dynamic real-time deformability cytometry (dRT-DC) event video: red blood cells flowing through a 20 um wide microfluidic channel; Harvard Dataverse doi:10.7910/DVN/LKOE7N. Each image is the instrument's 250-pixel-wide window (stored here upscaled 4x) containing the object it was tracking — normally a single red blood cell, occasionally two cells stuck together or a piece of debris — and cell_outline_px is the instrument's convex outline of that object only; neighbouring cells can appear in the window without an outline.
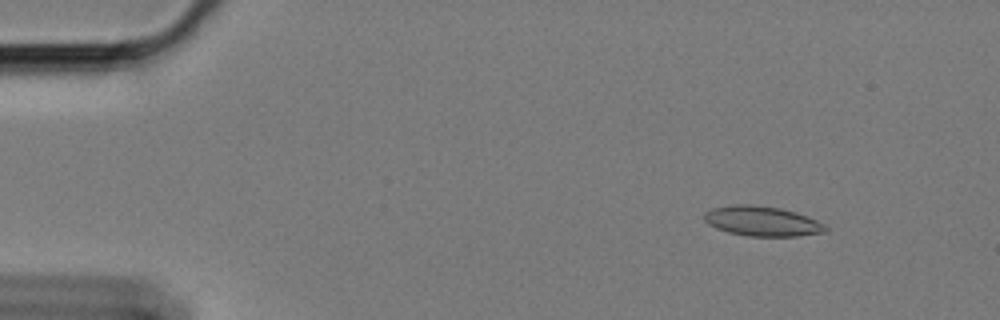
{"species": "Egyptian fruit bat (a non-hibernating species)", "species_latin": "Rousettus aegyptiacus", "temperature_condition": "cold", "stored_images_in_passage": 22, "camera_frame_rate_fps": 3000, "um_per_image_px": 0.085, "animal": {"sex": "female"}, "frame": {"image": 1, "passage_image": 7, "time_ms": 2.0, "image_size_px": [1000, 320], "cell_outline_px": [[828, 228], [824, 232], [796, 236], [748, 236], [728, 232], [716, 228], [708, 224], [704, 220], [704, 212], [712, 208], [736, 204], [752, 204], [780, 208], [808, 216], [824, 224]], "centroid_in_image_um": [64.75, 18.79], "position_along_channel_um": 20.2, "area_um2": 21.1}}
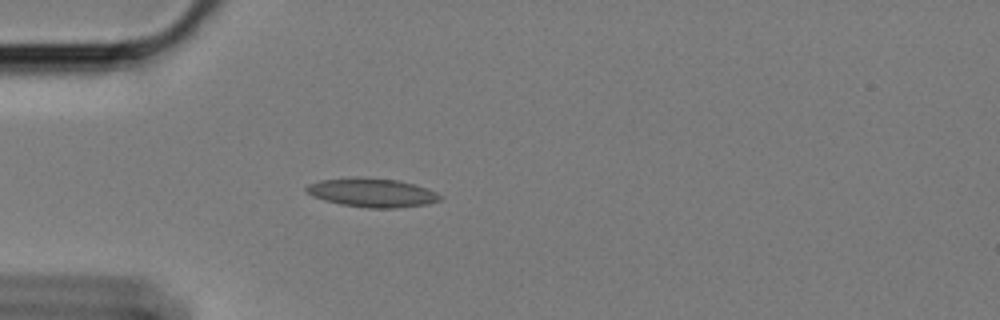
{"frame": {"image": 2, "passage_image": 17, "time_ms": 5.333, "image_size_px": [1000, 320], "cell_outline_px": [[444, 196], [440, 200], [424, 204], [396, 208], [368, 208], [340, 204], [324, 200], [312, 196], [304, 192], [304, 188], [308, 184], [320, 180], [396, 180], [416, 184], [428, 188]], "centroid_in_image_um": [31.65, 16.42], "position_along_channel_um": 53.3, "area_um2": 21.62}}
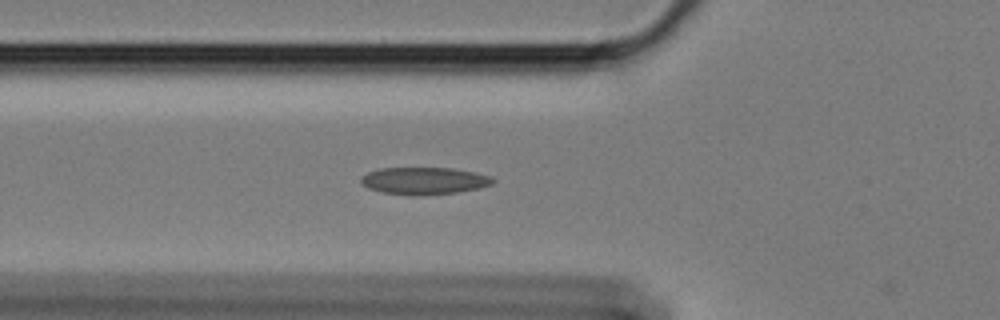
{"frame": {"image": 3, "passage_image": 21, "time_ms": 6.667, "image_size_px": [1000, 320], "cell_outline_px": [[496, 180], [492, 184], [476, 188], [456, 192], [416, 196], [412, 196], [384, 192], [368, 188], [360, 180], [368, 172], [380, 168], [452, 168], [492, 176]], "centroid_in_image_um": [36.06, 15.36], "position_along_channel_um": 89.7, "area_um2": 20.63}}